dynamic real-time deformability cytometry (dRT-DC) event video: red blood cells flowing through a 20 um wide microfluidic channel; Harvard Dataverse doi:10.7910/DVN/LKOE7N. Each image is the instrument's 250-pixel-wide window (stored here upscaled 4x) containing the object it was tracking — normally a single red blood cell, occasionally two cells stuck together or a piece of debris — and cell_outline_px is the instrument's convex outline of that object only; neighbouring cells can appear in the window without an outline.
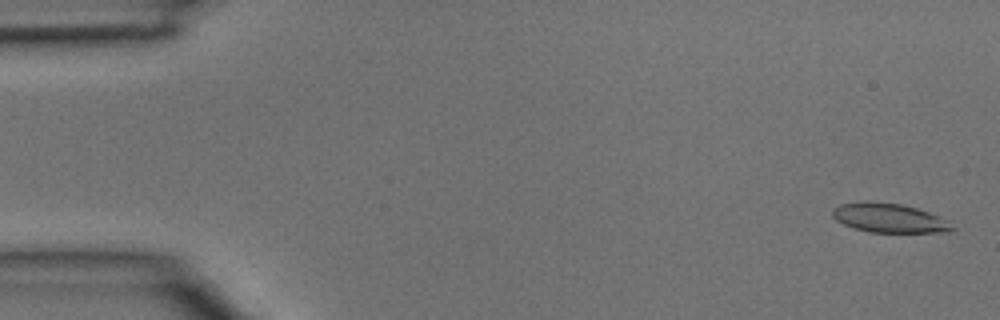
{"species": "common noctule bat (a hibernating species)", "species_latin": "Nyctalus noctula", "temperature_condition": "room temperature", "stored_images_in_passage": 5, "segment_of_instrument_passage": [1, 2], "camera_frame_rate_fps": 3000, "um_per_image_px": 0.085, "animal": {"sex": "male", "body_mass_g": 15.6}, "frame": {"image": 1, "passage_image": 1, "time_ms": 0.0, "image_size_px": [1000, 320], "cell_outline_px": [[956, 228], [952, 232], [868, 232], [844, 224], [836, 220], [832, 216], [832, 208], [840, 204], [900, 204], [916, 208], [928, 212], [948, 220]], "centroid_in_image_um": [75.66, 18.58], "position_along_channel_um": 9.3, "area_um2": 19.59}}